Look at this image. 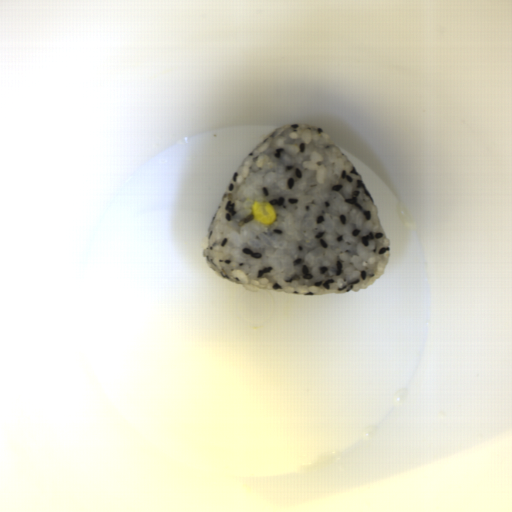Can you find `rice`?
Listing matches in <instances>:
<instances>
[{
  "label": "rice",
  "mask_w": 512,
  "mask_h": 512,
  "mask_svg": "<svg viewBox=\"0 0 512 512\" xmlns=\"http://www.w3.org/2000/svg\"><path fill=\"white\" fill-rule=\"evenodd\" d=\"M254 200L277 219L256 221ZM203 258L253 292L328 296L381 278L390 242L353 164L320 127L271 132L234 172L209 223Z\"/></svg>",
  "instance_id": "rice-1"
}]
</instances>
